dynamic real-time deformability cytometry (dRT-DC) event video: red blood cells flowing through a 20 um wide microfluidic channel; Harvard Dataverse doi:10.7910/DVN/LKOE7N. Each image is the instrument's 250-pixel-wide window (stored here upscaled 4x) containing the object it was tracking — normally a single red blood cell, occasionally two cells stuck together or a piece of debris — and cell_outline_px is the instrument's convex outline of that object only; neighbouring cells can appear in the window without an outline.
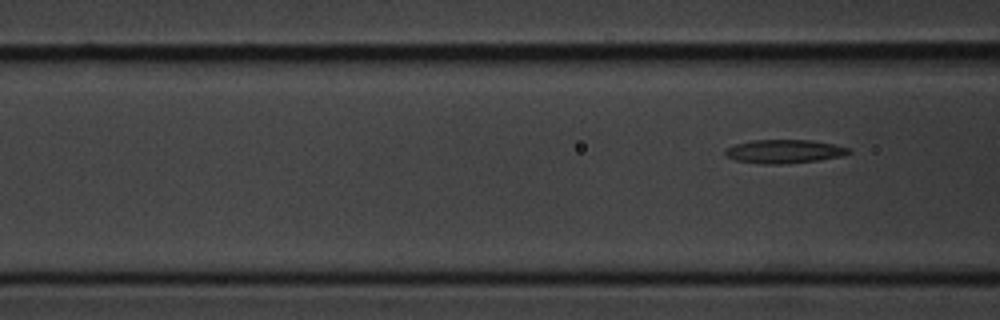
{"species": "common noctule bat (a hibernating species)", "species_latin": "Nyctalus noctula", "temperature_condition": "cold", "stored_images_in_passage": 8, "segment_of_instrument_passage": [2, 2], "camera_frame_rate_fps": 3000, "um_per_image_px": 0.085, "animal": {"sex": "male", "body_mass_g": 20.1, "forearm_length_mm": 53.5}, "frame": {"image": 1, "passage_image": 8, "time_ms": 7.667, "image_size_px": [1000, 320], "cell_outline_px": [[852, 152], [844, 156], [820, 160], [780, 164], [760, 164], [736, 160], [728, 156], [724, 152], [724, 148], [736, 144], [752, 140], [812, 140], [852, 148]], "centroid_in_image_um": [66.7, 12.87], "position_along_channel_um": 99.9, "area_um2": 17.11}}